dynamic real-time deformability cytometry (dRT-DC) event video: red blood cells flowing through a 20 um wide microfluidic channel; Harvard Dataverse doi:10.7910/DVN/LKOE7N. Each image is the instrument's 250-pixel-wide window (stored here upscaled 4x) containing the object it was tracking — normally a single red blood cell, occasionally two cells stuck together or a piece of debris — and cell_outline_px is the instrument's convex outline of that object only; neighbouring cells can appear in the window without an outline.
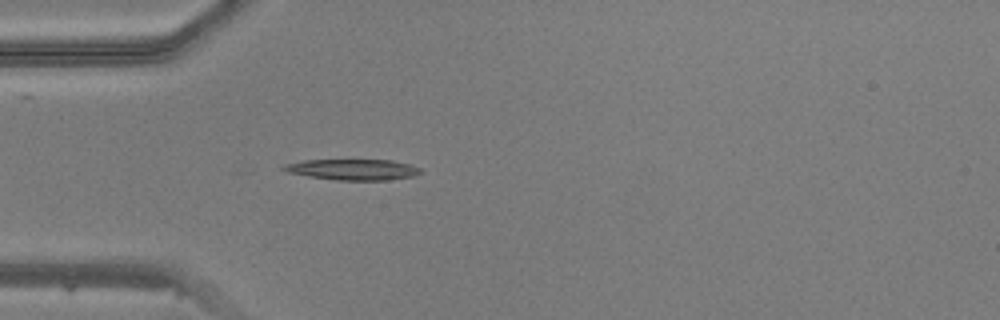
{"species": "common noctule bat (a hibernating species)", "species_latin": "Nyctalus noctula", "temperature_condition": "warm", "stored_images_in_passage": 16, "camera_frame_rate_fps": 3000, "um_per_image_px": 0.085, "animal": {"sex": "male", "body_mass_g": 20.5, "forearm_length_mm": 52.5}, "frame": {"image": 1, "passage_image": 13, "time_ms": 4.0, "image_size_px": [1000, 320], "cell_outline_px": [[424, 172], [412, 176], [388, 180], [336, 180], [308, 176], [288, 172], [280, 168], [284, 164], [304, 160], [392, 160], [412, 164], [420, 168]], "centroid_in_image_um": [30.02, 14.4], "position_along_channel_um": 55.0, "area_um2": 16.7}}
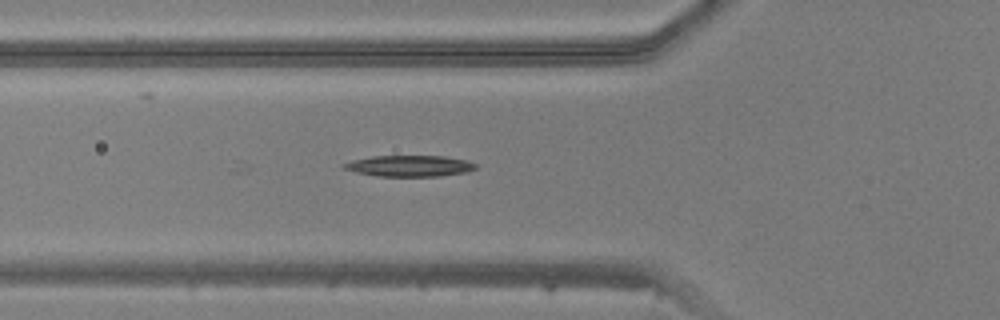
{"frame": {"image": 2, "passage_image": 16, "time_ms": 5.0, "image_size_px": [1000, 320], "cell_outline_px": [[476, 168], [468, 172], [440, 176], [376, 176], [356, 172], [340, 168], [340, 164], [352, 160], [372, 156], [444, 156], [468, 160], [476, 164]], "centroid_in_image_um": [34.78, 14.1], "position_along_channel_um": 91.0, "area_um2": 16.42}}